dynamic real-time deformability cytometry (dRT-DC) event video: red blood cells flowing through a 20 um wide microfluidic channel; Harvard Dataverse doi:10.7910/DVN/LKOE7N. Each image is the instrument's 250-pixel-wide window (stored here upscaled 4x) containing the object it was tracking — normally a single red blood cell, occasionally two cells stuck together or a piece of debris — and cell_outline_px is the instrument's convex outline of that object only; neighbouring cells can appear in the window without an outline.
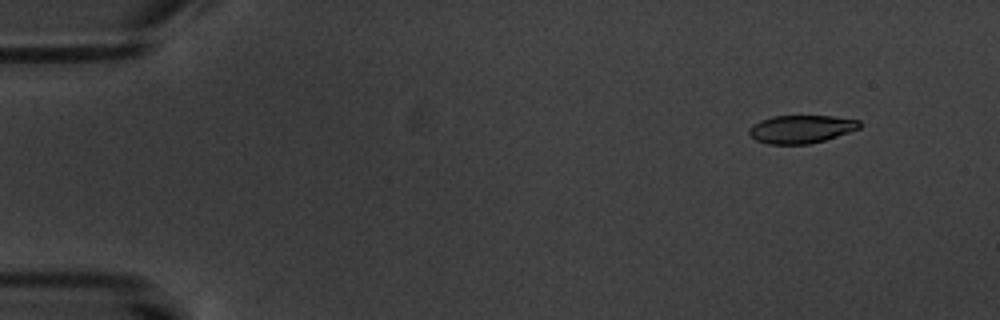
{"species": "common noctule bat (a hibernating species)", "species_latin": "Nyctalus noctula", "temperature_condition": "warm", "stored_images_in_passage": 8, "camera_frame_rate_fps": 3000, "um_per_image_px": 0.085, "animal": {"sex": "male", "body_mass_g": 20.1, "forearm_length_mm": 53.5}, "frame": {"image": 1, "passage_image": 2, "time_ms": 1.333, "image_size_px": [1000, 320], "cell_outline_px": [[860, 128], [824, 140], [808, 144], [768, 144], [756, 140], [748, 132], [748, 128], [752, 124], [760, 120], [772, 116], [832, 116], [860, 120]], "centroid_in_image_um": [68.06, 10.97], "position_along_channel_um": 16.9, "area_um2": 17.98}}
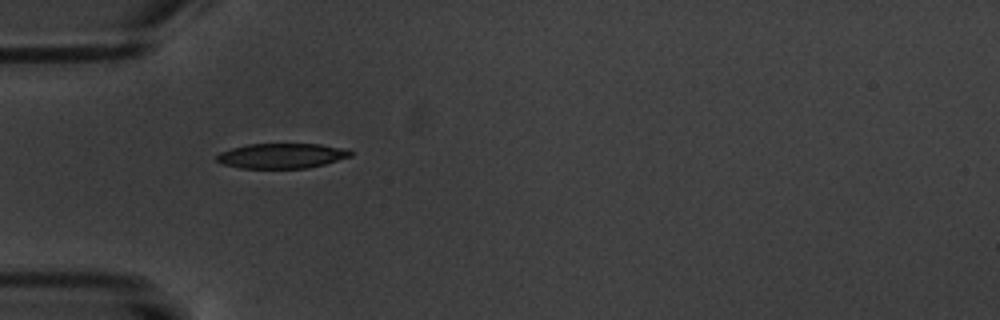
{"frame": {"image": 2, "passage_image": 6, "time_ms": 5.667, "image_size_px": [1000, 320], "cell_outline_px": [[352, 156], [324, 164], [308, 168], [240, 168], [220, 164], [216, 160], [216, 156], [220, 152], [232, 148], [248, 144], [320, 144], [340, 148], [352, 152]], "centroid_in_image_um": [23.89, 13.25], "position_along_channel_um": 61.1, "area_um2": 19.42}}